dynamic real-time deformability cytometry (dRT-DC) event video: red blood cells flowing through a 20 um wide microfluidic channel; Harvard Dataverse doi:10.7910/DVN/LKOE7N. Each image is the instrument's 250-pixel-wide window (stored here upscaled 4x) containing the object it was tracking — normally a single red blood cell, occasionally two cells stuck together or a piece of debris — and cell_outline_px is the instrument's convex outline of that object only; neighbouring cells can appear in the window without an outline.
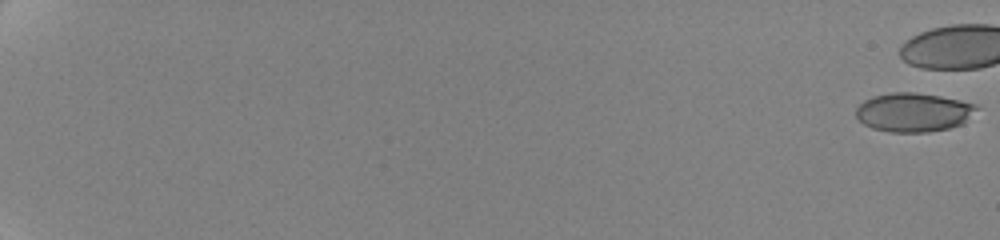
{"species": "human", "species_latin": "Homo sapiens", "temperature_condition": "cold", "stored_images_in_passage": 21, "camera_frame_rate_fps": 3000, "um_per_image_px": 0.085, "donor": {"sex": "female"}, "frame": {"image": 1, "passage_image": 1, "time_ms": 0.0, "image_size_px": [1000, 240], "cell_outline_px": [[980, 108], [964, 124], [948, 128], [928, 132], [888, 132], [872, 128], [864, 124], [856, 116], [856, 108], [864, 100], [872, 96], [892, 92], [916, 92], [940, 96], [960, 100], [976, 104]], "centroid_in_image_um": [77.67, 9.54], "position_along_channel_um": 7.3, "area_um2": 27.63}}